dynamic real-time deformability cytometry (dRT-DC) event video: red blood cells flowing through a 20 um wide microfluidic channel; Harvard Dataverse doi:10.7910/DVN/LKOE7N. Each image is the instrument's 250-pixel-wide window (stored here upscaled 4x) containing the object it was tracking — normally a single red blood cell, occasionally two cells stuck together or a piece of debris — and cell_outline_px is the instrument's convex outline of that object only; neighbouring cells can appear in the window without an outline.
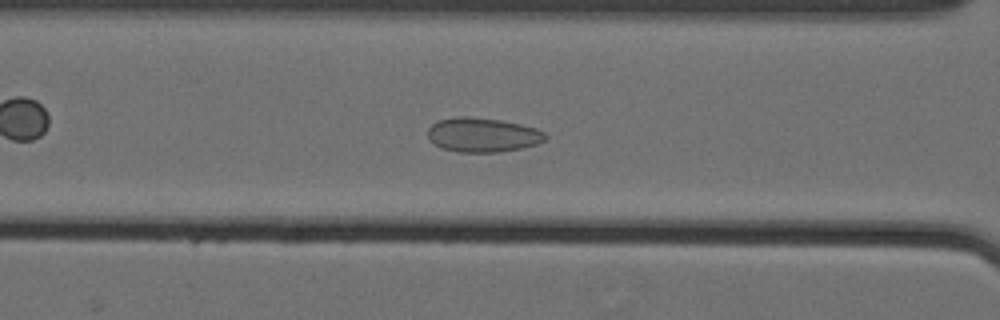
{"species": "Egyptian fruit bat (a non-hibernating species)", "species_latin": "Rousettus aegyptiacus", "temperature_condition": "cold", "stored_images_in_passage": 39, "camera_frame_rate_fps": 3000, "um_per_image_px": 0.085, "animal": {"sex": "female"}, "frame": {"image": 1, "passage_image": 7, "time_ms": 2.0, "image_size_px": [1000, 320], "cell_outline_px": [[548, 136], [544, 140], [536, 144], [520, 148], [496, 152], [456, 152], [444, 148], [428, 140], [428, 128], [432, 124], [440, 120], [456, 116], [468, 116], [500, 120], [520, 124], [536, 128], [544, 132]], "centroid_in_image_um": [41.01, 11.46], "position_along_channel_um": 125.6, "area_um2": 23.41}}
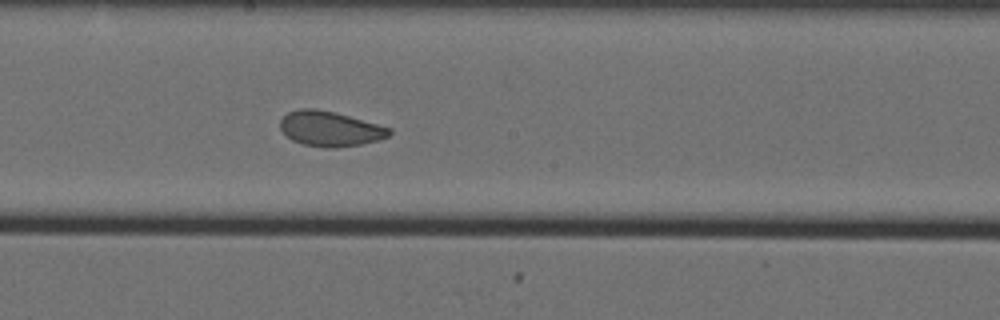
{"frame": {"image": 2, "passage_image": 15, "time_ms": 4.667, "image_size_px": [1000, 320], "cell_outline_px": [[392, 132], [388, 136], [376, 140], [360, 144], [336, 148], [324, 148], [304, 144], [292, 140], [280, 128], [280, 120], [288, 112], [300, 108], [316, 108], [348, 116], [392, 128]], "centroid_in_image_um": [28.04, 10.94], "position_along_channel_um": 220.2, "area_um2": 22.02}}
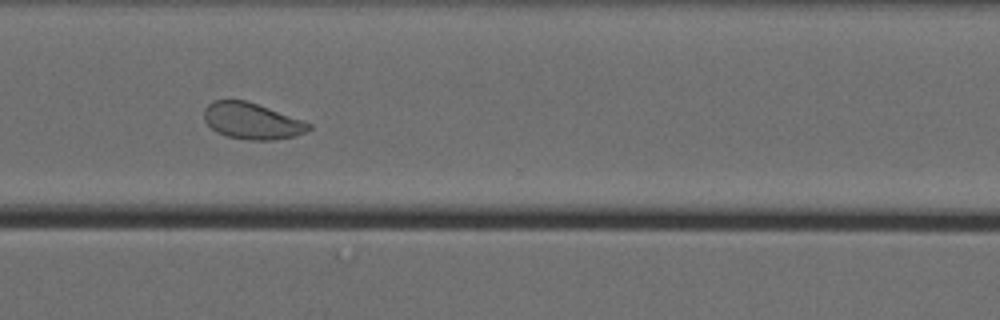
{"frame": {"image": 3, "passage_image": 26, "time_ms": 8.333, "image_size_px": [1000, 320], "cell_outline_px": [[312, 128], [296, 136], [272, 140], [248, 140], [224, 136], [216, 132], [204, 120], [204, 108], [212, 100], [248, 100], [304, 120], [312, 124]], "centroid_in_image_um": [21.42, 10.28], "position_along_channel_um": 349.2, "area_um2": 22.48}, "authors_computed_cell_mechanics": {"area_um2": 22.6576, "velocity_mm_per_s": 3.5378, "shape_relaxation_time_tau1_ms": null, "shape_relaxation_time_tau2_ms": 1.0381, "deformation_change_tau1": null, "deformation_change_tau2": 0.0489}}